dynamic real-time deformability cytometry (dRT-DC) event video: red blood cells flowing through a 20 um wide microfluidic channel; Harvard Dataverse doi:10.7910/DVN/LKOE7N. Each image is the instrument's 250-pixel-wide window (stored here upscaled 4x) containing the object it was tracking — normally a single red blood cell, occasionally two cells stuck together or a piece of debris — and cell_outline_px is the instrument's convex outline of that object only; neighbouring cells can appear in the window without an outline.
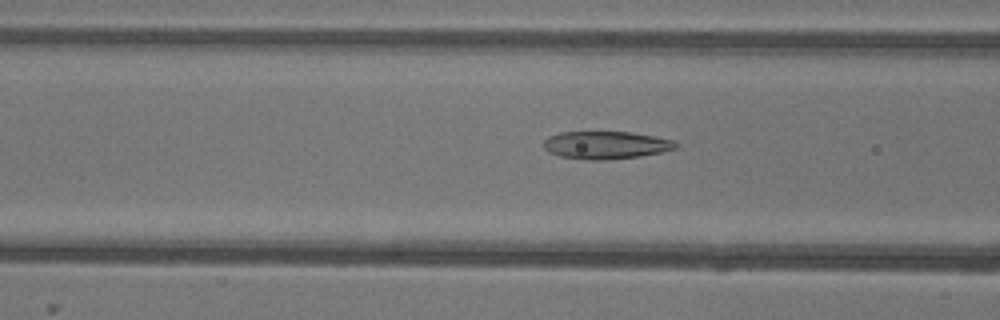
{"species": "common noctule bat (a hibernating species)", "species_latin": "Nyctalus noctula", "temperature_condition": "warm", "stored_images_in_passage": 45, "camera_frame_rate_fps": 3000, "um_per_image_px": 0.085, "animal": {"sex": "female"}, "frame": {"image": 1, "passage_image": 13, "time_ms": 4.0, "image_size_px": [1000, 320], "cell_outline_px": [[680, 144], [676, 148], [660, 152], [640, 156], [604, 160], [588, 160], [560, 156], [548, 152], [544, 148], [544, 140], [548, 136], [560, 132], [632, 132], [672, 140]], "centroid_in_image_um": [51.47, 12.33], "position_along_channel_um": 115.1, "area_um2": 21.27}}
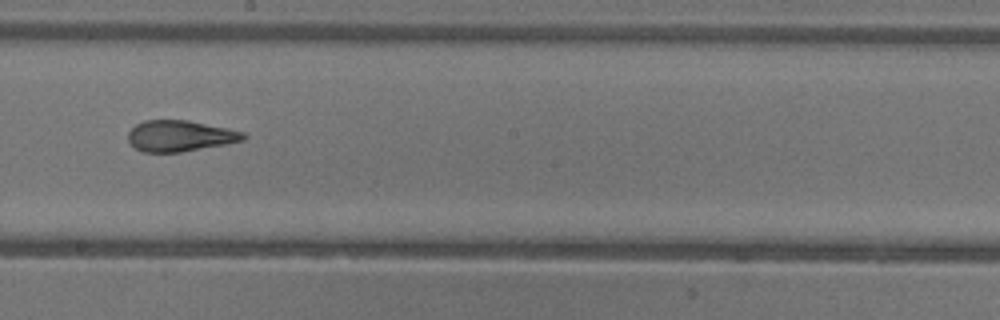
{"frame": {"image": 2, "passage_image": 22, "time_ms": 7.0, "image_size_px": [1000, 320], "cell_outline_px": [[248, 136], [244, 140], [224, 144], [180, 152], [144, 152], [136, 148], [128, 140], [128, 132], [136, 124], [144, 120], [188, 120], [228, 128], [244, 132]], "centroid_in_image_um": [15.31, 11.54], "position_along_channel_um": 232.9, "area_um2": 20.75}}
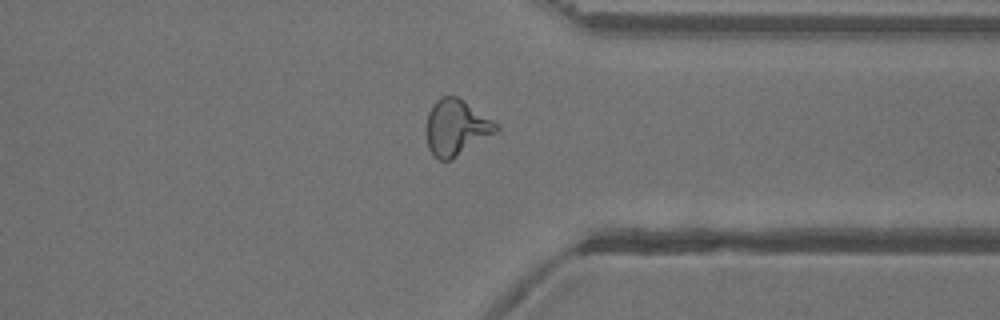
{"frame": {"image": 3, "passage_image": 33, "time_ms": 10.667, "image_size_px": [1000, 320], "cell_outline_px": [[500, 128], [496, 132], [452, 160], [440, 160], [428, 148], [424, 132], [424, 128], [428, 112], [432, 104], [440, 96], [456, 96], [464, 100], [500, 124]], "centroid_in_image_um": [38.76, 10.82], "position_along_channel_um": 372.6, "area_um2": 23.18}, "authors_computed_cell_mechanics": {"area_um2": 22.3686, "velocity_mm_per_s": 3.9132, "shape_relaxation_time_tau1_ms": 8.752, "shape_relaxation_time_tau2_ms": 1.8391, "deformation_change_tau1": 0.2586, "deformation_change_tau2": 0.1105}}